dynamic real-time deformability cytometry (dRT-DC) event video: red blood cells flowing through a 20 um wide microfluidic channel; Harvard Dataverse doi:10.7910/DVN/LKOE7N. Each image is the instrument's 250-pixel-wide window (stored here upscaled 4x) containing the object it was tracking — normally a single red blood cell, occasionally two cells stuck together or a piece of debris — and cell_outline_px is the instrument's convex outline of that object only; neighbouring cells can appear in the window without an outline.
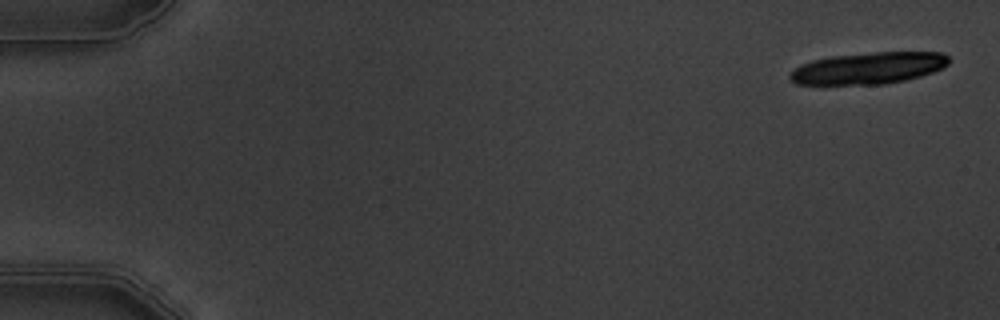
{"species": "common noctule bat (a hibernating species)", "species_latin": "Nyctalus noctula", "temperature_condition": "warm", "stored_images_in_passage": 7, "camera_frame_rate_fps": 3000, "um_per_image_px": 0.085, "animal": {"sex": "male", "body_mass_g": 19.5, "forearm_length_mm": 54.6}, "frame": {"image": 1, "passage_image": 1, "time_ms": 0.0, "image_size_px": [1000, 320], "cell_outline_px": [[948, 64], [932, 72], [920, 76], [904, 80], [884, 84], [824, 88], [796, 84], [788, 80], [788, 72], [800, 64], [812, 60], [832, 56], [876, 52], [940, 52], [948, 56]], "centroid_in_image_um": [73.63, 5.85], "position_along_channel_um": 11.4, "area_um2": 30.58}}